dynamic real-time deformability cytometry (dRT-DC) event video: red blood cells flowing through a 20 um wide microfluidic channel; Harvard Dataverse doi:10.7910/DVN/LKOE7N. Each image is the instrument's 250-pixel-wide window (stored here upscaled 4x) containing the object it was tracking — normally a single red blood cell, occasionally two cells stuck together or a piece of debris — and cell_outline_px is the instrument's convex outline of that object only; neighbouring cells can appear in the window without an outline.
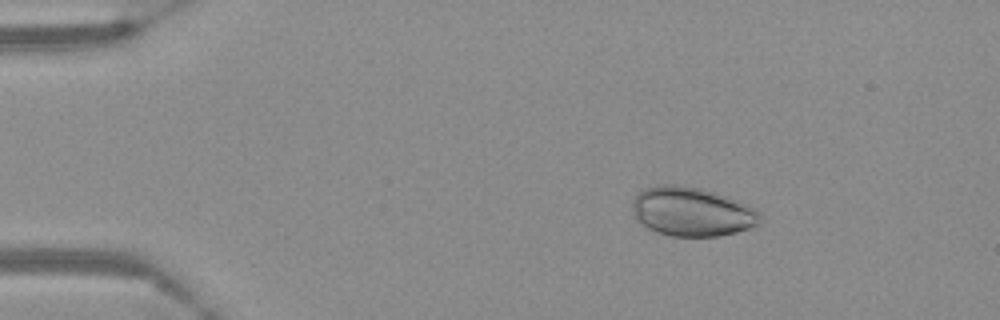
{"species": "Egyptian fruit bat (a non-hibernating species)", "species_latin": "Rousettus aegyptiacus", "temperature_condition": "warm", "stored_images_in_passage": 51, "camera_frame_rate_fps": 3000, "um_per_image_px": 0.085, "frame": {"image": 1, "passage_image": 2, "time_ms": 0.333, "image_size_px": [1000, 320], "cell_outline_px": [[760, 216], [756, 228], [720, 236], [672, 236], [656, 232], [640, 224], [636, 220], [632, 208], [632, 200], [644, 188], [656, 184], [672, 184], [700, 188], [716, 192], [748, 204], [756, 208], [760, 212]], "centroid_in_image_um": [58.82, 17.99], "position_along_channel_um": 26.2, "area_um2": 37.05}}
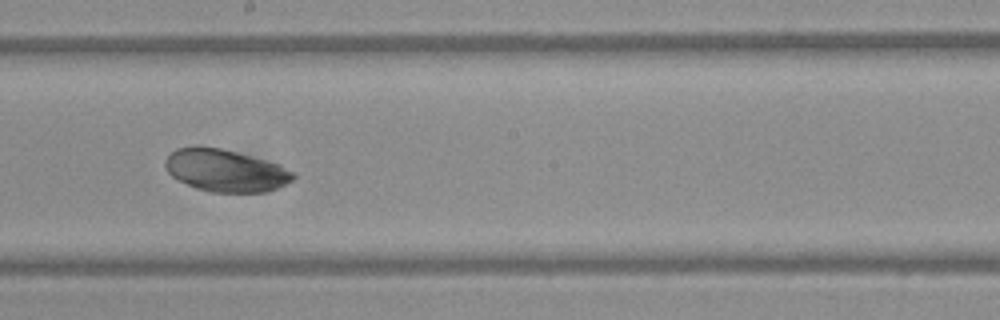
{"frame": {"image": 2, "passage_image": 26, "time_ms": 8.333, "image_size_px": [1000, 320], "cell_outline_px": [[296, 176], [292, 180], [276, 188], [264, 192], [212, 192], [196, 188], [172, 176], [168, 172], [164, 164], [164, 160], [176, 148], [196, 144], [200, 144], [220, 148], [236, 152], [280, 164], [296, 172]], "centroid_in_image_um": [19.16, 14.46], "position_along_channel_um": 229.0, "area_um2": 31.73}}
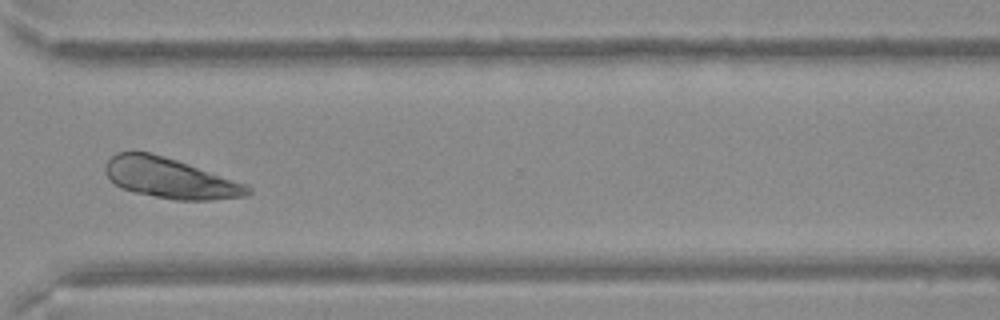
{"frame": {"image": 3, "passage_image": 37, "time_ms": 12.0, "image_size_px": [1000, 320], "cell_outline_px": [[252, 192], [248, 196], [212, 200], [176, 200], [136, 192], [120, 188], [104, 172], [104, 164], [116, 152], [148, 152], [164, 156], [248, 184], [252, 188]], "centroid_in_image_um": [14.49, 15.15], "position_along_channel_um": 356.1, "area_um2": 33.35}}